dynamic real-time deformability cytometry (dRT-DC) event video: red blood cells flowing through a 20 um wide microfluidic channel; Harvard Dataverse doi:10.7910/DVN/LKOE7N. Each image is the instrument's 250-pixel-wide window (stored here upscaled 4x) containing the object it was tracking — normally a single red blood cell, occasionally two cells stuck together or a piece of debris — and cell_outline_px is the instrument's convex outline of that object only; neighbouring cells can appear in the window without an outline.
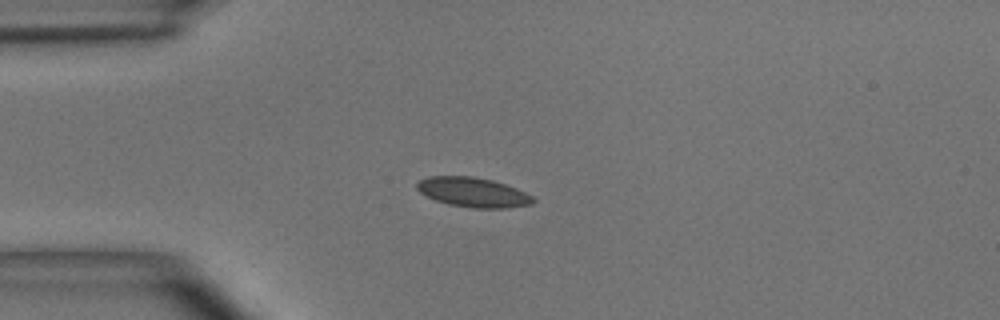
{"species": "common noctule bat (a hibernating species)", "species_latin": "Nyctalus noctula", "temperature_condition": "room temperature", "stored_images_in_passage": 38, "camera_frame_rate_fps": 3000, "um_per_image_px": 0.085, "animal": {"sex": "male", "body_mass_g": 15.6}, "frame": {"image": 1, "passage_image": 1, "time_ms": 0.0, "image_size_px": [1000, 320], "cell_outline_px": [[536, 200], [532, 204], [508, 208], [472, 208], [448, 204], [436, 200], [420, 192], [416, 188], [416, 184], [420, 180], [428, 176], [472, 176], [492, 180], [516, 188], [532, 196]], "centroid_in_image_um": [40.21, 16.34], "position_along_channel_um": 44.8, "area_um2": 20.0}}
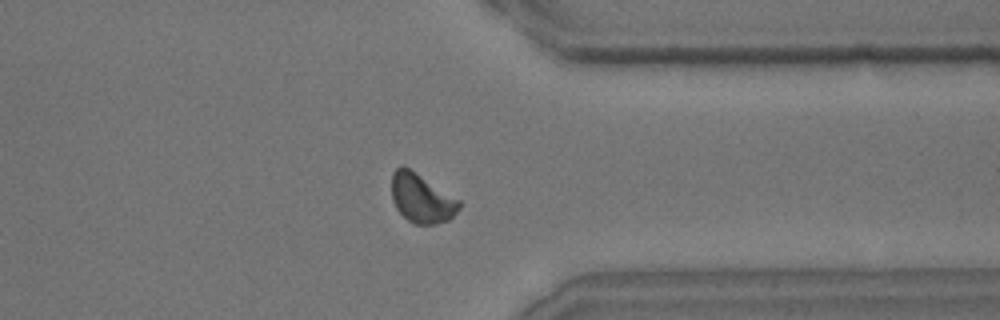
{"frame": {"image": 2, "passage_image": 30, "time_ms": 9.667, "image_size_px": [1000, 320], "cell_outline_px": [[460, 208], [448, 220], [436, 224], [412, 224], [396, 208], [392, 200], [392, 172], [400, 164], [404, 164], [460, 200]], "centroid_in_image_um": [35.81, 16.83], "position_along_channel_um": 375.6, "area_um2": 19.42}}
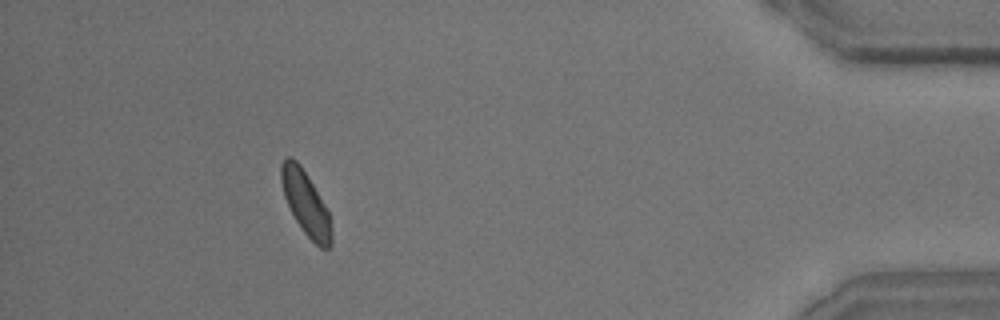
{"frame": {"image": 3, "passage_image": 37, "time_ms": 12.0, "image_size_px": [1000, 320], "cell_outline_px": [[332, 244], [328, 248], [320, 248], [304, 232], [296, 220], [284, 196], [280, 180], [280, 164], [288, 156], [292, 156], [300, 164], [324, 204], [328, 212], [332, 228]], "centroid_in_image_um": [25.98, 17.26], "position_along_channel_um": 409.2, "area_um2": 18.44}}